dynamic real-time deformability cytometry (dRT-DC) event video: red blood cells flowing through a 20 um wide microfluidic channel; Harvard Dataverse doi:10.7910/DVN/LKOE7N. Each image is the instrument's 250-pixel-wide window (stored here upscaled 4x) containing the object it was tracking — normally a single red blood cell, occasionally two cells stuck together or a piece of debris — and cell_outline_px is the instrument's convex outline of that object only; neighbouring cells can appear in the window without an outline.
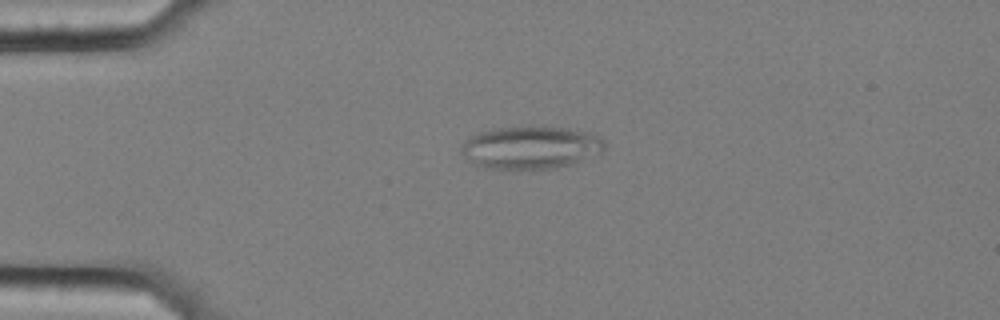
{"species": "common noctule bat (a hibernating species)", "species_latin": "Nyctalus noctula", "temperature_condition": "cold", "stored_images_in_passage": 53, "camera_frame_rate_fps": 3000, "um_per_image_px": 0.085, "animal": {"sex": "female", "body_mass_g": 25.1}, "frame": {"image": 1, "passage_image": 10, "time_ms": 3.0, "image_size_px": [1000, 320], "cell_outline_px": [[604, 148], [600, 156], [556, 168], [488, 168], [476, 164], [468, 160], [460, 152], [460, 144], [476, 132], [492, 128], [528, 124], [532, 124], [568, 128], [584, 132], [596, 136], [604, 140]], "centroid_in_image_um": [45.1, 12.49], "position_along_channel_um": 39.9, "area_um2": 36.47}}
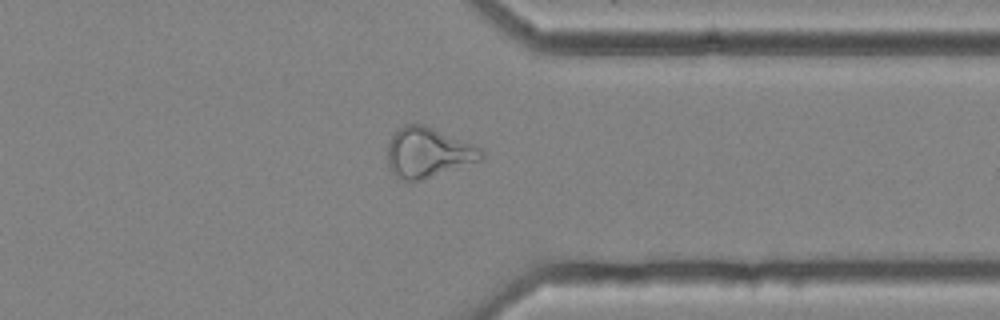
{"frame": {"image": 2, "passage_image": 41, "time_ms": 13.333, "image_size_px": [1000, 320], "cell_outline_px": [[484, 156], [480, 160], [420, 180], [404, 180], [396, 176], [392, 172], [388, 164], [388, 144], [392, 136], [404, 124], [424, 124], [472, 144], [480, 148], [484, 152]], "centroid_in_image_um": [36.37, 12.95], "position_along_channel_um": 375.0, "area_um2": 26.76}}
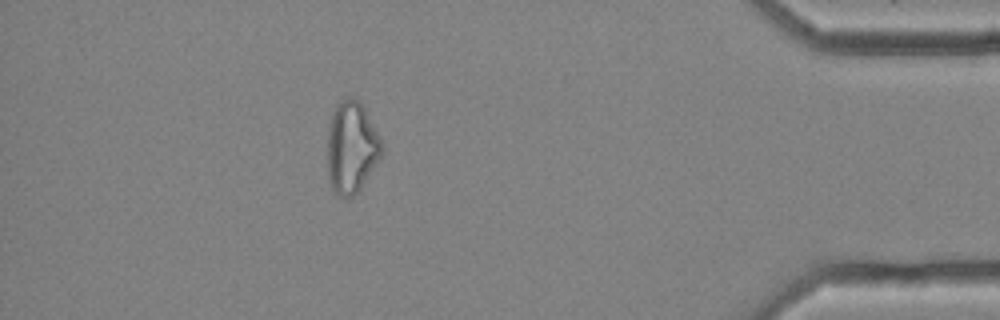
{"frame": {"image": 3, "passage_image": 47, "time_ms": 15.333, "image_size_px": [1000, 320], "cell_outline_px": [[384, 148], [380, 156], [360, 188], [348, 200], [340, 196], [332, 188], [328, 176], [328, 132], [332, 112], [336, 104], [348, 96], [356, 100], [364, 108], [380, 136]], "centroid_in_image_um": [29.87, 12.52], "position_along_channel_um": 405.3, "area_um2": 28.67}, "authors_computed_cell_mechanics": {"area_um2": 27.6284, "velocity_mm_per_s": 3.5723, "shape_relaxation_time_tau1_ms": null, "shape_relaxation_time_tau2_ms": 3.7197, "deformation_change_tau1": null, "deformation_change_tau2": 0.1263}}